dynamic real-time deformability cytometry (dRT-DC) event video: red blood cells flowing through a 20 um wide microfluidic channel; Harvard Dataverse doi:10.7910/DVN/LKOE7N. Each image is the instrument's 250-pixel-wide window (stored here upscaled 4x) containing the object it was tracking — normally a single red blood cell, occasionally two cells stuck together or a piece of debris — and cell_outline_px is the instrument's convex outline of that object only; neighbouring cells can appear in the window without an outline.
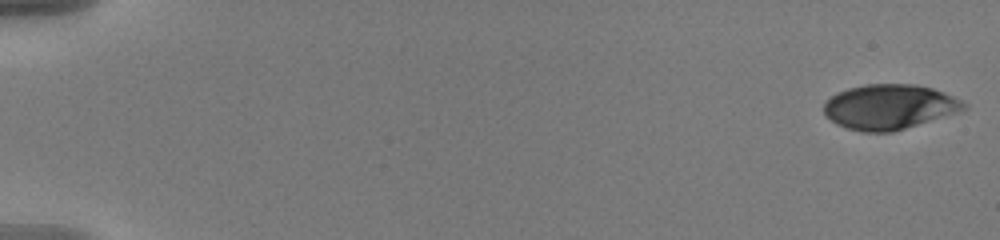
{"species": "human", "species_latin": "Homo sapiens", "temperature_condition": "warm", "stored_images_in_passage": 57, "camera_frame_rate_fps": 3000, "um_per_image_px": 0.085, "donor": {"sex": "male"}, "frame": {"image": 1, "passage_image": 1, "time_ms": 0.0, "image_size_px": [1000, 240], "cell_outline_px": [[968, 108], [960, 112], [892, 132], [860, 132], [836, 124], [824, 112], [824, 100], [836, 92], [848, 88], [864, 84], [912, 84], [932, 88], [944, 92], [968, 104]], "centroid_in_image_um": [75.59, 9.08], "position_along_channel_um": 9.4, "area_um2": 36.82}}
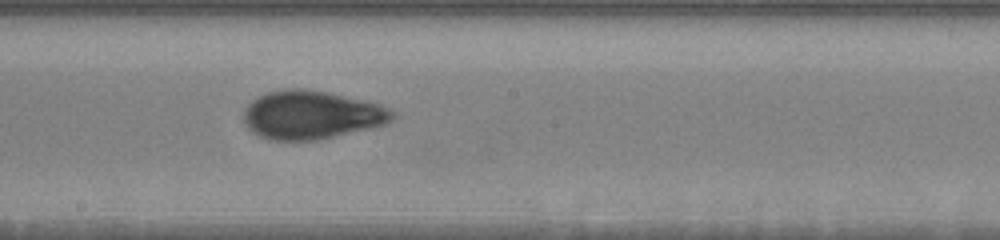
{"frame": {"image": 2, "passage_image": 33, "time_ms": 10.667, "image_size_px": [1000, 240], "cell_outline_px": [[396, 116], [388, 124], [372, 128], [316, 140], [268, 140], [252, 132], [244, 124], [244, 108], [256, 96], [268, 92], [288, 88], [304, 88], [328, 92], [368, 100], [392, 108], [396, 112]], "centroid_in_image_um": [26.52, 9.75], "position_along_channel_um": 221.7, "area_um2": 42.66}}
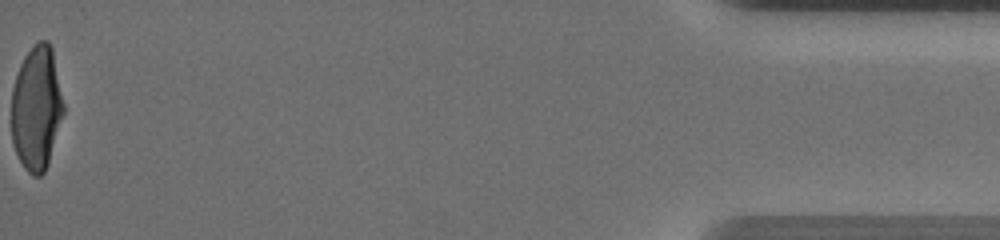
{"frame": {"image": 3, "passage_image": 57, "time_ms": 18.667, "image_size_px": [1000, 240], "cell_outline_px": [[64, 112], [48, 164], [44, 172], [40, 176], [32, 176], [24, 168], [12, 144], [12, 88], [20, 64], [24, 56], [32, 44], [40, 40], [48, 40], [52, 48], [64, 104]], "centroid_in_image_um": [3.1, 9.17], "position_along_channel_um": 432.1, "area_um2": 37.86}, "authors_computed_cell_mechanics": {"area_um2": 39.1306, "velocity_mm_per_s": 3.6523, "shape_relaxation_time_tau1_ms": 4.6808, "shape_relaxation_time_tau2_ms": 1.0991, "deformation_change_tau1": 0.1976, "deformation_change_tau2": 0.0543}}